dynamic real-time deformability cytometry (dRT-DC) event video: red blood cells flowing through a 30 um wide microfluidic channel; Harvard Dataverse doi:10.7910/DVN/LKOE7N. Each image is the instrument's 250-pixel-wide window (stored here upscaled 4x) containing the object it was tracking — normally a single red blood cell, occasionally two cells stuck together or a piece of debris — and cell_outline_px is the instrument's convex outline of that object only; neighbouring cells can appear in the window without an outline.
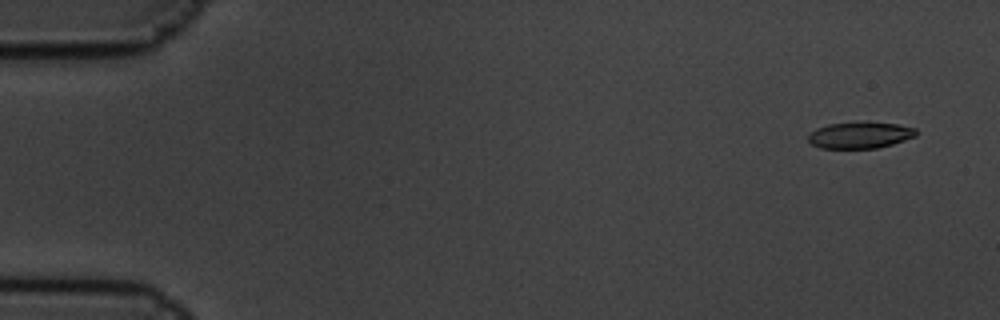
{"species": "common noctule bat (a hibernating species)", "species_latin": "Nyctalus noctula", "temperature_condition": "cold", "stored_images_in_passage": 7, "camera_frame_rate_fps": 3000, "um_per_image_px": 0.085, "animal": {"sex": "male", "body_mass_g": 19.5, "forearm_length_mm": 54.6}, "frame": {"image": 1, "passage_image": 2, "time_ms": 0.333, "image_size_px": [1000, 320], "cell_outline_px": [[916, 136], [892, 144], [876, 148], [820, 148], [812, 144], [808, 140], [808, 136], [816, 128], [828, 124], [864, 120], [896, 124], [916, 128]], "centroid_in_image_um": [73.1, 11.46], "position_along_channel_um": 11.9, "area_um2": 16.88}}
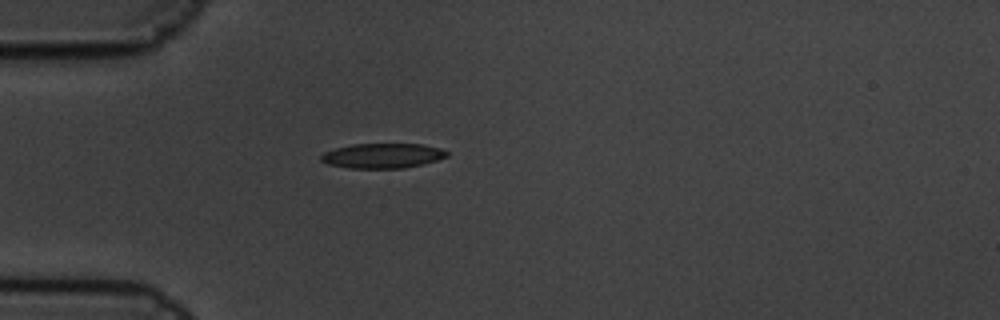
{"frame": {"image": 2, "passage_image": 6, "time_ms": 1.667, "image_size_px": [1000, 320], "cell_outline_px": [[448, 156], [424, 164], [404, 168], [348, 168], [328, 164], [320, 160], [320, 156], [324, 152], [336, 148], [352, 144], [420, 144], [440, 148], [448, 152]], "centroid_in_image_um": [32.51, 13.24], "position_along_channel_um": 52.5, "area_um2": 18.21}}